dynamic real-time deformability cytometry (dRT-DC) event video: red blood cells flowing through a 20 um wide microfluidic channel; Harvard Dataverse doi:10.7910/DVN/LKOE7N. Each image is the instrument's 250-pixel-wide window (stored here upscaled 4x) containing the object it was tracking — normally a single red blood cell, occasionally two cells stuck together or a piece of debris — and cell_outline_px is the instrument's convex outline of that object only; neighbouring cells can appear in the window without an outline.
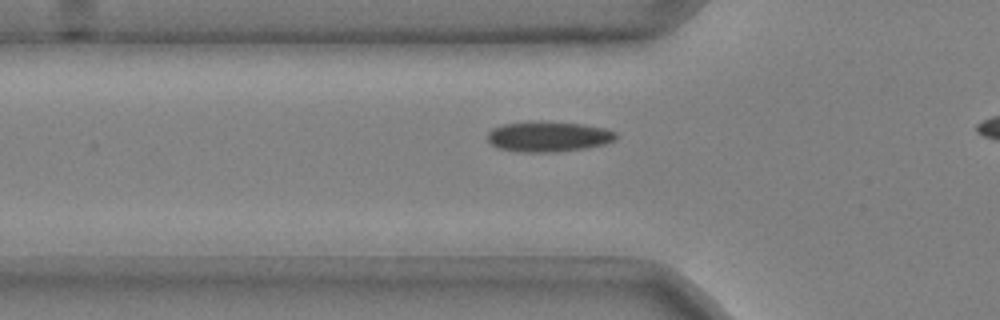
{"species": "common noctule bat (a hibernating species)", "species_latin": "Nyctalus noctula", "temperature_condition": "cold", "stored_images_in_passage": 31, "camera_frame_rate_fps": 3000, "um_per_image_px": 0.085, "animal": {"sex": "male", "body_mass_g": 20.4}, "frame": {"image": 1, "passage_image": 4, "time_ms": 1.0, "image_size_px": [1000, 320], "cell_outline_px": [[616, 140], [604, 144], [588, 148], [556, 152], [516, 152], [496, 148], [488, 140], [488, 132], [492, 128], [504, 124], [532, 120], [540, 120], [580, 124], [604, 128], [616, 132]], "centroid_in_image_um": [46.58, 11.61], "position_along_channel_um": 79.2, "area_um2": 23.12}}
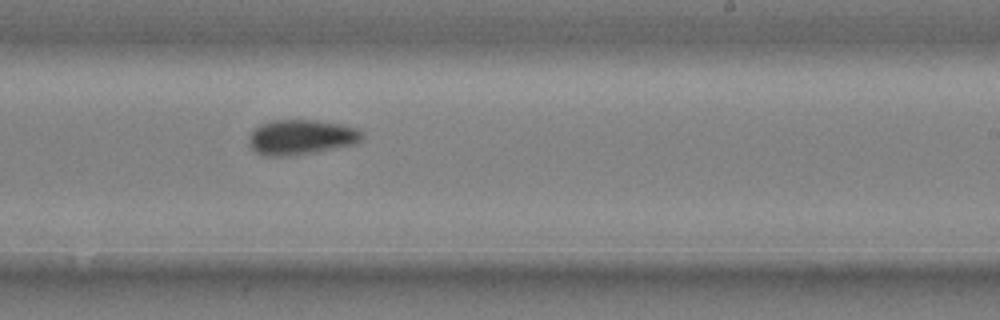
{"frame": {"image": 2, "passage_image": 19, "time_ms": 6.0, "image_size_px": [1000, 320], "cell_outline_px": [[364, 136], [356, 144], [336, 148], [288, 156], [264, 156], [256, 152], [248, 144], [248, 136], [260, 124], [276, 120], [316, 120], [340, 124], [356, 128], [364, 132]], "centroid_in_image_um": [25.6, 11.66], "position_along_channel_um": 263.4, "area_um2": 23.12}}
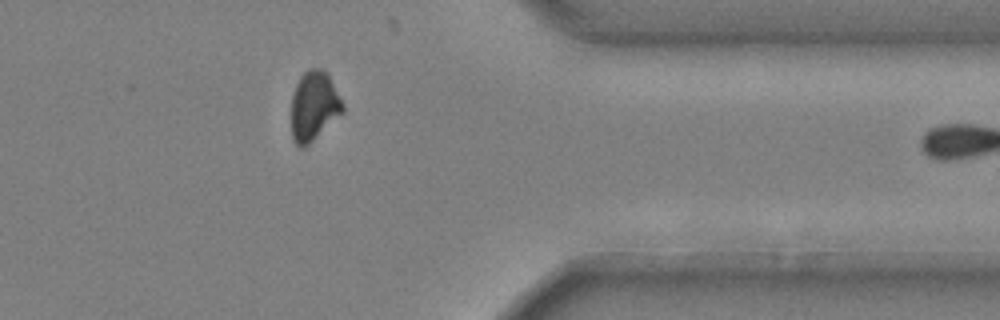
{"frame": {"image": 3, "passage_image": 30, "time_ms": 9.667, "image_size_px": [1000, 320], "cell_outline_px": [[344, 112], [304, 148], [300, 148], [292, 140], [292, 96], [296, 84], [300, 76], [308, 68], [324, 68], [328, 72], [344, 104]], "centroid_in_image_um": [26.7, 8.98], "position_along_channel_um": 384.7, "area_um2": 21.04}}